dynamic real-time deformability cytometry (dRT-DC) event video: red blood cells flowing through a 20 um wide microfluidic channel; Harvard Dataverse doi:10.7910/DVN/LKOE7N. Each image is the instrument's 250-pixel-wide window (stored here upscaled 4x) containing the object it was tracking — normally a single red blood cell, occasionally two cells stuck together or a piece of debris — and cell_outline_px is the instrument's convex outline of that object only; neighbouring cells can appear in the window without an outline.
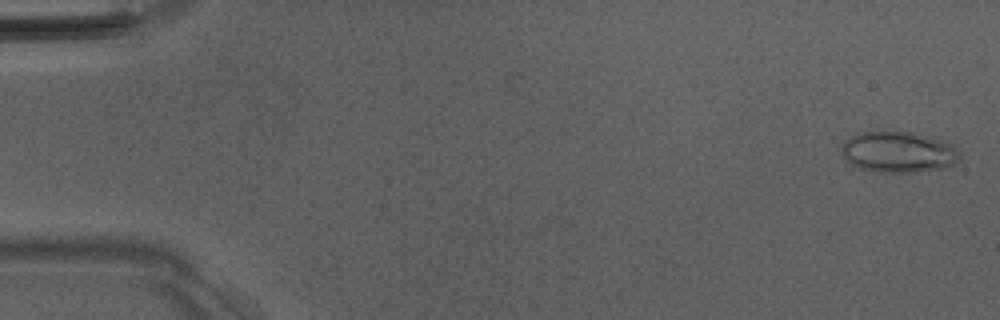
{"species": "Egyptian fruit bat (a non-hibernating species)", "species_latin": "Rousettus aegyptiacus", "temperature_condition": "room temperature", "stored_images_in_passage": 52, "camera_frame_rate_fps": 3000, "um_per_image_px": 0.085, "animal": {"sex": "male"}, "frame": {"image": 1, "passage_image": 2, "time_ms": 0.333, "image_size_px": [1000, 320], "cell_outline_px": [[960, 160], [956, 164], [948, 168], [916, 172], [884, 172], [860, 168], [852, 164], [844, 156], [840, 148], [844, 140], [848, 136], [856, 132], [912, 132], [940, 140], [952, 144], [960, 156]], "centroid_in_image_um": [76.37, 12.92], "position_along_channel_um": 8.6, "area_um2": 28.26}}
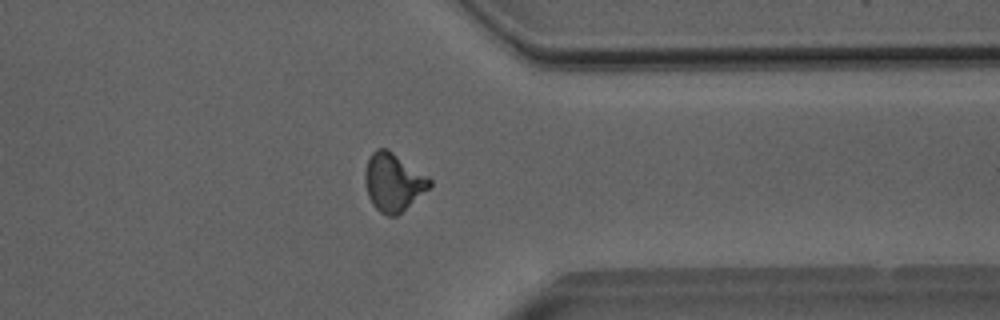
{"frame": {"image": 2, "passage_image": 41, "time_ms": 13.333, "image_size_px": [1000, 320], "cell_outline_px": [[432, 184], [428, 188], [396, 216], [388, 216], [380, 212], [372, 204], [368, 196], [364, 180], [364, 172], [368, 160], [372, 152], [376, 148], [388, 148], [428, 176], [432, 180]], "centroid_in_image_um": [33.4, 15.46], "position_along_channel_um": 378.0, "area_um2": 21.73}}
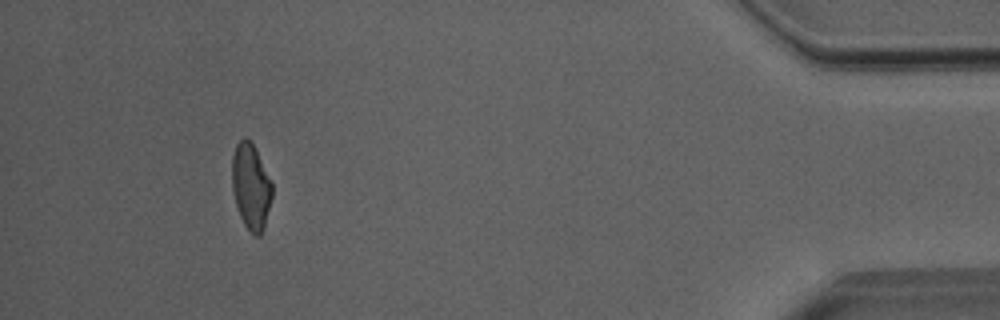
{"frame": {"image": 3, "passage_image": 48, "time_ms": 15.667, "image_size_px": [1000, 320], "cell_outline_px": [[272, 196], [264, 228], [260, 236], [256, 236], [244, 224], [240, 216], [236, 204], [232, 188], [232, 156], [236, 144], [244, 136], [252, 144], [272, 180]], "centroid_in_image_um": [21.33, 15.85], "position_along_channel_um": 413.9, "area_um2": 19.88}, "authors_computed_cell_mechanics": {"area_um2": 21.4149, "velocity_mm_per_s": 4.0325, "shape_relaxation_time_tau1_ms": 6.6698, "shape_relaxation_time_tau2_ms": 1.477, "deformation_change_tau1": 0.1826, "deformation_change_tau2": 0.0794}}